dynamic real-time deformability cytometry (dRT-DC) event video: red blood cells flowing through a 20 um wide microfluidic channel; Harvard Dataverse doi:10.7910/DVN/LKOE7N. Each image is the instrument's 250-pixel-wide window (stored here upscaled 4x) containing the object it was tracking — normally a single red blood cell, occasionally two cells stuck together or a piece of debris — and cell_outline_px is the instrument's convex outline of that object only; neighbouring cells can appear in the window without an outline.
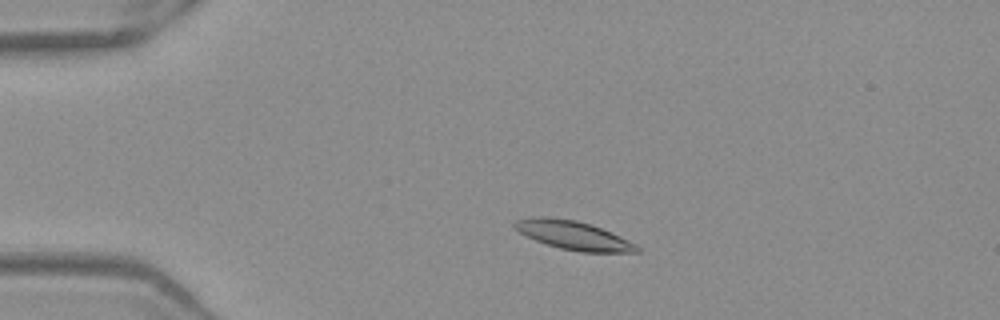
{"species": "Egyptian fruit bat (a non-hibernating species)", "species_latin": "Rousettus aegyptiacus", "temperature_condition": "warm", "stored_images_in_passage": 42, "camera_frame_rate_fps": 3000, "um_per_image_px": 0.085, "frame": {"image": 1, "passage_image": 1, "time_ms": 0.0, "image_size_px": [1000, 320], "cell_outline_px": [[640, 252], [580, 252], [560, 248], [536, 240], [520, 232], [512, 224], [516, 220], [536, 216], [548, 216], [576, 220], [592, 224], [628, 240], [636, 244], [640, 248]], "centroid_in_image_um": [48.75, 19.99], "position_along_channel_um": 36.3, "area_um2": 20.29}}
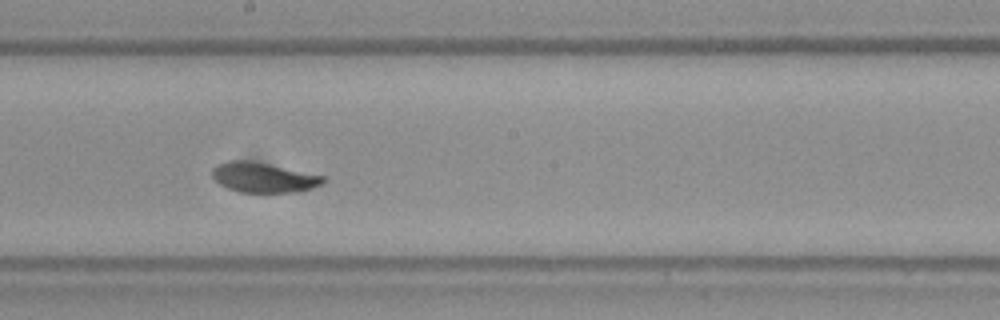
{"frame": {"image": 2, "passage_image": 19, "time_ms": 6.0, "image_size_px": [1000, 320], "cell_outline_px": [[328, 180], [324, 184], [300, 192], [240, 192], [228, 188], [220, 184], [212, 176], [212, 168], [216, 164], [228, 160], [248, 160], [268, 164], [324, 176]], "centroid_in_image_um": [22.41, 15.08], "position_along_channel_um": 225.8, "area_um2": 19.42}}
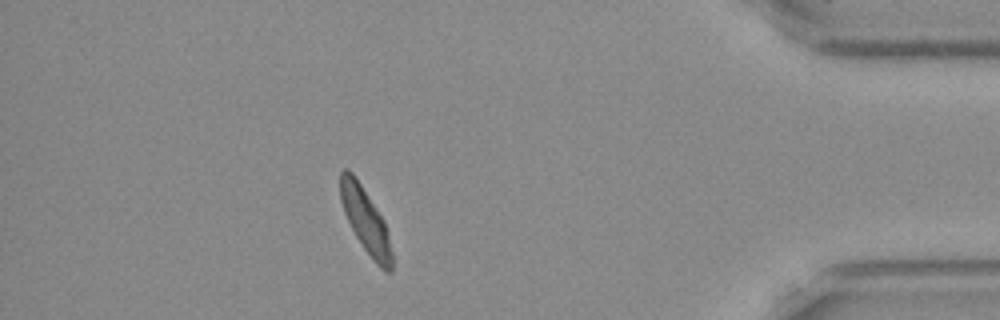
{"frame": {"image": 3, "passage_image": 36, "time_ms": 11.667, "image_size_px": [1000, 320], "cell_outline_px": [[392, 272], [384, 272], [376, 264], [364, 248], [356, 236], [344, 212], [340, 200], [340, 172], [344, 168], [348, 168], [352, 172], [384, 220], [392, 252]], "centroid_in_image_um": [31.07, 18.75], "position_along_channel_um": 404.1, "area_um2": 19.13}, "authors_computed_cell_mechanics": {"area_um2": 19.652, "velocity_mm_per_s": 3.8993, "shape_relaxation_time_tau1_ms": 3.1493, "shape_relaxation_time_tau2_ms": 1.9988, "deformation_change_tau1": 0.1405, "deformation_change_tau2": 0.064}}